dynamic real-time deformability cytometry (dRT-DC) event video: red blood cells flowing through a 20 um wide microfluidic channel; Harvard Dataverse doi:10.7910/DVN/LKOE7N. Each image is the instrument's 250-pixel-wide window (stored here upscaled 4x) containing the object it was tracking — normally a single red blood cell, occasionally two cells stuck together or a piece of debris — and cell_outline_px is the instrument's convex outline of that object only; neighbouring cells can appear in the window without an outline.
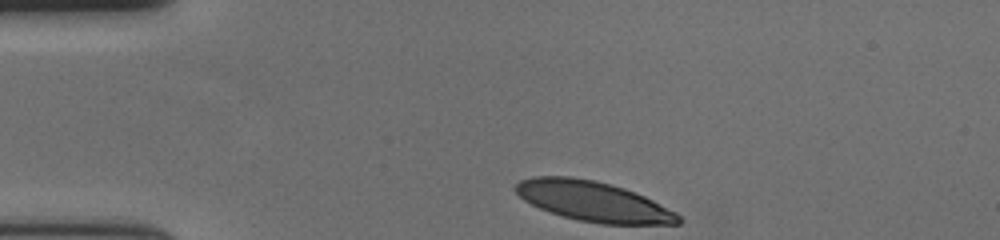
{"species": "human", "species_latin": "Homo sapiens", "temperature_condition": "cold", "stored_images_in_passage": 35, "camera_frame_rate_fps": 3000, "um_per_image_px": 0.085, "donor": {"sex": "female"}, "frame": {"image": 1, "passage_image": 1, "time_ms": 0.0, "image_size_px": [1000, 240], "cell_outline_px": [[680, 224], [600, 224], [580, 220], [564, 216], [540, 208], [524, 200], [512, 188], [520, 180], [532, 176], [568, 176], [596, 180], [612, 184], [636, 192], [676, 212], [680, 216]], "centroid_in_image_um": [50.42, 17.1], "position_along_channel_um": 34.6, "area_um2": 37.86}}
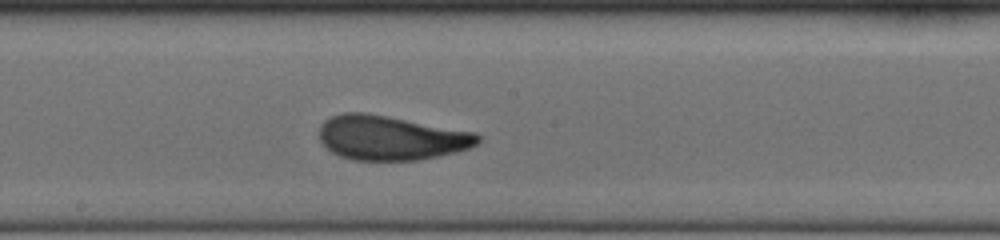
{"frame": {"image": 2, "passage_image": 20, "time_ms": 6.333, "image_size_px": [1000, 240], "cell_outline_px": [[480, 140], [472, 148], [440, 156], [416, 160], [352, 160], [340, 156], [332, 152], [320, 140], [320, 124], [324, 120], [332, 116], [344, 112], [368, 112], [476, 132], [480, 136]], "centroid_in_image_um": [33.24, 11.7], "position_along_channel_um": 215.0, "area_um2": 41.38}}
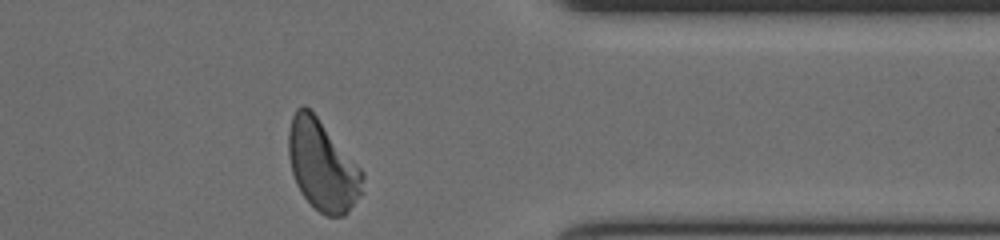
{"frame": {"image": 3, "passage_image": 35, "time_ms": 11.333, "image_size_px": [1000, 240], "cell_outline_px": [[364, 192], [348, 212], [344, 216], [324, 216], [300, 192], [296, 184], [292, 172], [288, 156], [288, 132], [292, 116], [296, 108], [304, 104], [316, 116], [364, 172]], "centroid_in_image_um": [27.41, 14.09], "position_along_channel_um": 384.0, "area_um2": 39.02}, "authors_computed_cell_mechanics": {"area_um2": 39.9398, "velocity_mm_per_s": 3.6316, "shape_relaxation_time_tau1_ms": 3.9077, "shape_relaxation_time_tau2_ms": 1.1201, "deformation_change_tau1": 0.168, "deformation_change_tau2": 0.0752}}